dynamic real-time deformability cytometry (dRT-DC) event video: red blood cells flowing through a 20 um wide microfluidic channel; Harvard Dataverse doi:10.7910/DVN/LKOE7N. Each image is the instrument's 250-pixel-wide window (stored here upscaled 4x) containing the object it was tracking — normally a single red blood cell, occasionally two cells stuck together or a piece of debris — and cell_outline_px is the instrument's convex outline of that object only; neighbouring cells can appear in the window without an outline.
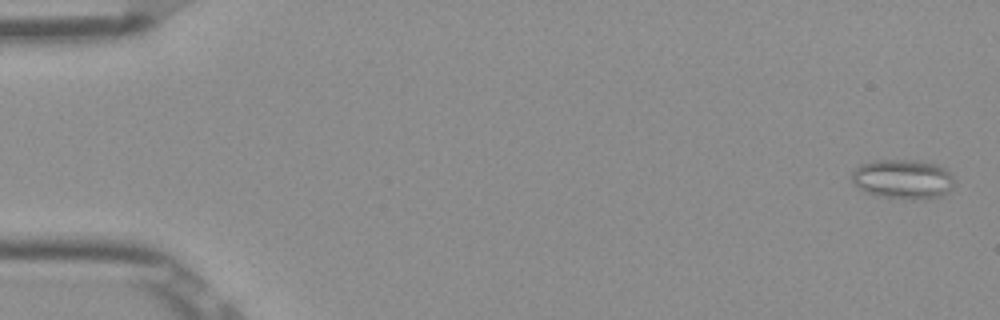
{"species": "Egyptian fruit bat (a non-hibernating species)", "species_latin": "Rousettus aegyptiacus", "temperature_condition": "room temperature", "stored_images_in_passage": 53, "camera_frame_rate_fps": 3000, "um_per_image_px": 0.085, "frame": {"image": 1, "passage_image": 2, "time_ms": 0.333, "image_size_px": [1000, 320], "cell_outline_px": [[956, 180], [952, 188], [948, 192], [940, 196], [920, 200], [904, 200], [876, 196], [860, 188], [852, 180], [852, 172], [860, 164], [872, 160], [916, 160], [936, 164], [944, 168]], "centroid_in_image_um": [76.77, 15.24], "position_along_channel_um": 8.2, "area_um2": 23.93}}
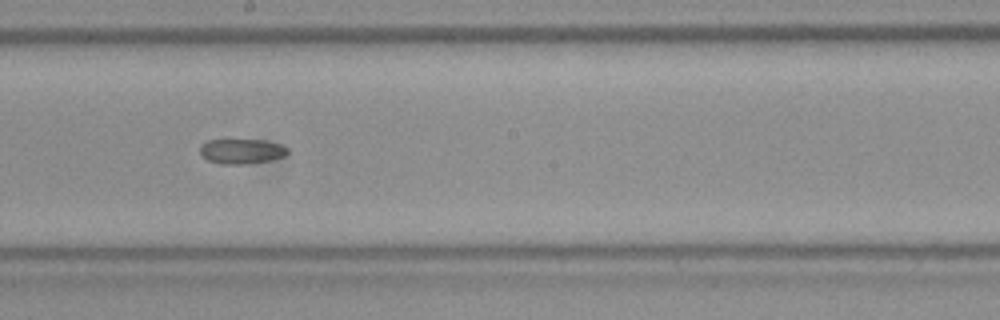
{"frame": {"image": 2, "passage_image": 30, "time_ms": 9.667, "image_size_px": [1000, 320], "cell_outline_px": [[288, 152], [284, 156], [268, 160], [244, 164], [220, 164], [208, 160], [200, 152], [200, 144], [208, 140], [264, 140], [280, 144], [288, 148]], "centroid_in_image_um": [20.52, 12.85], "position_along_channel_um": 227.7, "area_um2": 12.6}}
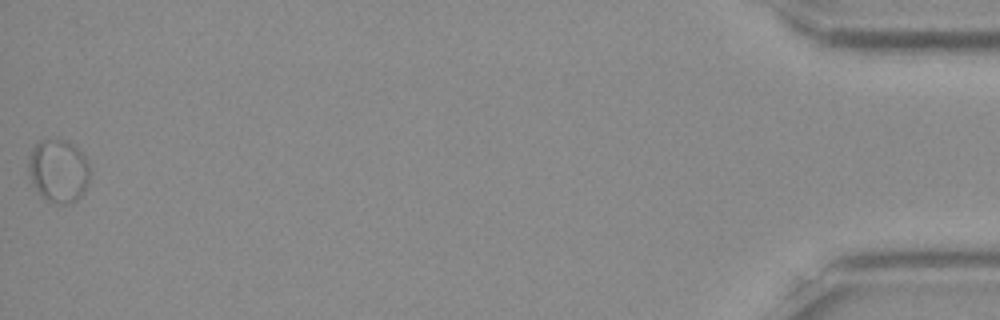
{"frame": {"image": 3, "passage_image": 53, "time_ms": 17.333, "image_size_px": [1000, 320], "cell_outline_px": [[92, 172], [88, 184], [84, 192], [76, 200], [68, 204], [60, 204], [48, 200], [32, 184], [28, 172], [28, 156], [32, 148], [40, 140], [56, 136], [68, 140], [88, 160]], "centroid_in_image_um": [4.99, 14.46], "position_along_channel_um": 430.2, "area_um2": 23.12}, "authors_computed_cell_mechanics": {"area_um2": 15.9528, "velocity_mm_per_s": 3.8825, "shape_relaxation_time_tau1_ms": null, "shape_relaxation_time_tau2_ms": 2.2598, "deformation_change_tau1": null, "deformation_change_tau2": 0.0534}}